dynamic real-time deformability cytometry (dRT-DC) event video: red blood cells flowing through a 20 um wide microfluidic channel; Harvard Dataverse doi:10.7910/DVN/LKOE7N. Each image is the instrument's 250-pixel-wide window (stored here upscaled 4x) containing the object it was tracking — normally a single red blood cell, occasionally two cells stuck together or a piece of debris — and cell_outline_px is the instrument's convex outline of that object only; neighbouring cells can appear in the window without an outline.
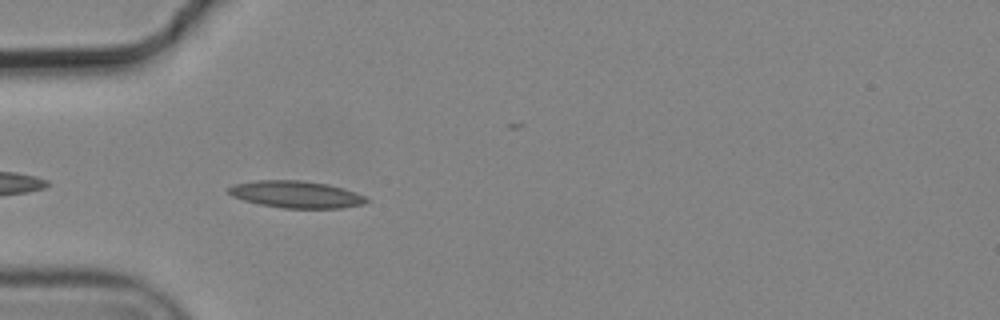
{"species": "common noctule bat (a hibernating species)", "species_latin": "Nyctalus noctula", "temperature_condition": "cold", "stored_images_in_passage": 6, "camera_frame_rate_fps": 3000, "um_per_image_px": 0.085, "animal": {"sex": "male", "body_mass_g": 19.2, "forearm_length_mm": 51.8}, "frame": {"image": 1, "passage_image": 5, "time_ms": 1.333, "image_size_px": [1000, 320], "cell_outline_px": [[372, 200], [364, 204], [340, 208], [284, 208], [260, 204], [244, 200], [232, 196], [228, 192], [228, 188], [236, 184], [256, 180], [300, 180], [328, 184], [344, 188], [356, 192]], "centroid_in_image_um": [25.22, 16.52], "position_along_channel_um": 59.8, "area_um2": 21.68}}
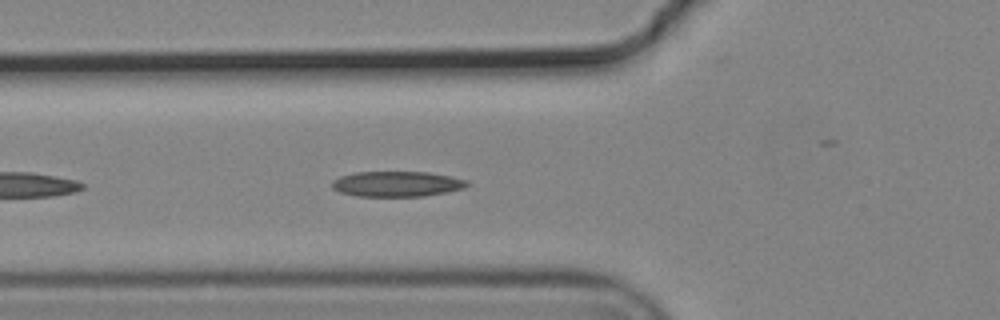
{"frame": {"image": 2, "passage_image": 6, "time_ms": 1.667, "image_size_px": [1000, 320], "cell_outline_px": [[472, 184], [464, 188], [448, 192], [424, 196], [356, 196], [340, 192], [332, 188], [332, 180], [340, 176], [356, 172], [428, 172], [452, 176], [468, 180]], "centroid_in_image_um": [33.78, 15.63], "position_along_channel_um": 92.0, "area_um2": 20.17}}